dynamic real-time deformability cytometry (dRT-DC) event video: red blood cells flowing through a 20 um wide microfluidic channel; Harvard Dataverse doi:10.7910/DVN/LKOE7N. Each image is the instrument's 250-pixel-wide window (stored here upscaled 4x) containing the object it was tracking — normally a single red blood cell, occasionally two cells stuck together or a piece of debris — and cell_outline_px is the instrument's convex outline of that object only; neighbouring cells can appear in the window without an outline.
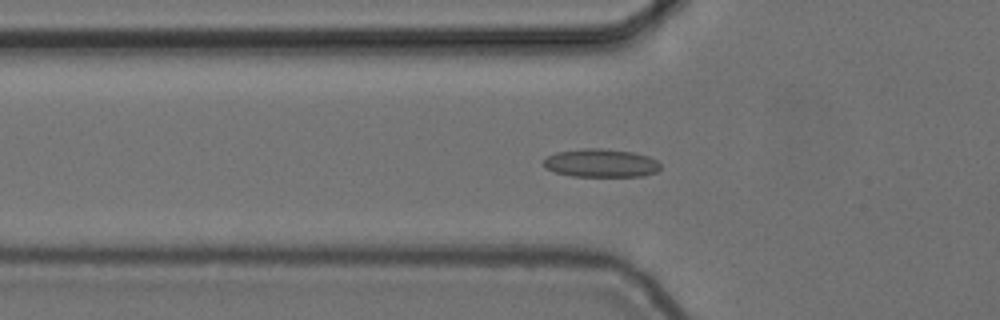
{"species": "common noctule bat (a hibernating species)", "species_latin": "Nyctalus noctula", "temperature_condition": "cold", "stored_images_in_passage": 45, "segment_of_instrument_passage": [1, 2], "camera_frame_rate_fps": 3000, "um_per_image_px": 0.085, "animal": {"sex": "female", "body_mass_g": 24.6, "forearm_length_mm": 56.2}, "frame": {"image": 1, "passage_image": 7, "time_ms": 2.0, "image_size_px": [1000, 320], "cell_outline_px": [[660, 168], [656, 172], [644, 176], [572, 176], [556, 172], [544, 168], [544, 160], [548, 156], [556, 152], [584, 148], [600, 148], [632, 152], [648, 156], [656, 160], [660, 164]], "centroid_in_image_um": [51.08, 13.86], "position_along_channel_um": 74.7, "area_um2": 19.19}}
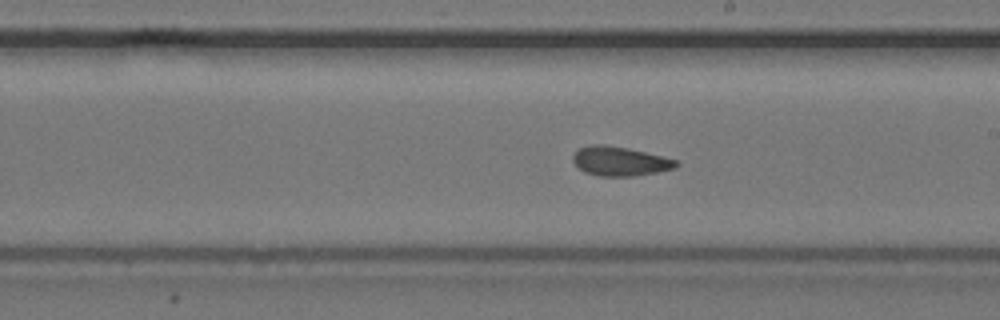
{"frame": {"image": 2, "passage_image": 20, "time_ms": 6.333, "image_size_px": [1000, 320], "cell_outline_px": [[680, 164], [676, 168], [656, 172], [632, 176], [596, 176], [584, 172], [572, 160], [572, 156], [580, 148], [592, 144], [604, 144], [628, 148], [676, 160]], "centroid_in_image_um": [52.67, 13.71], "position_along_channel_um": 236.3, "area_um2": 17.46}}
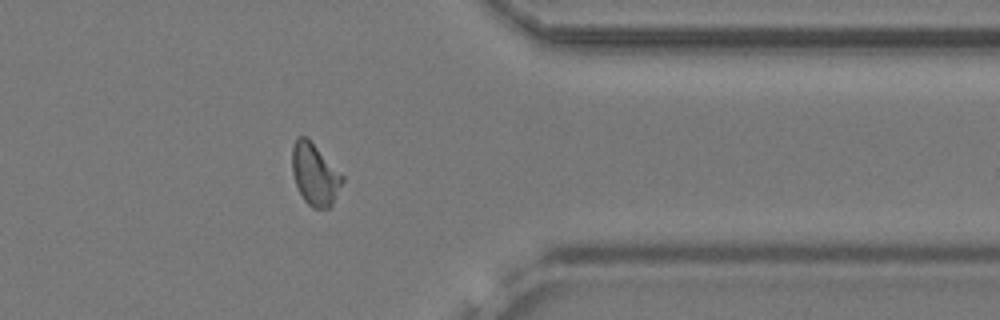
{"frame": {"image": 3, "passage_image": 33, "time_ms": 10.667, "image_size_px": [1000, 320], "cell_outline_px": [[344, 180], [332, 204], [328, 208], [312, 208], [304, 200], [296, 184], [292, 172], [292, 144], [300, 136], [308, 136], [344, 176]], "centroid_in_image_um": [26.76, 14.79], "position_along_channel_um": 384.6, "area_um2": 18.15}}